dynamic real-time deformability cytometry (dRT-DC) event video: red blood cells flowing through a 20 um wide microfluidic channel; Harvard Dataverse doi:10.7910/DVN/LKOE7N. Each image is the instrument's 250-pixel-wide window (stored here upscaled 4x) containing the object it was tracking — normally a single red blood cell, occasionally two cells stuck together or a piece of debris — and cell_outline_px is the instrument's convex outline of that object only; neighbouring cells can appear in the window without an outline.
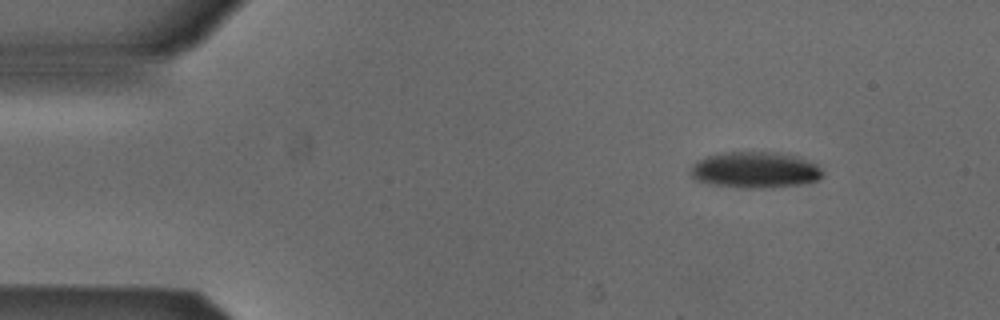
{"species": "Egyptian fruit bat (a non-hibernating species)", "species_latin": "Rousettus aegyptiacus", "temperature_condition": "cold", "stored_images_in_passage": 47, "camera_frame_rate_fps": 3000, "um_per_image_px": 0.085, "animal": {"sex": "male"}, "frame": {"image": 1, "passage_image": 1, "time_ms": 0.0, "image_size_px": [1000, 320], "cell_outline_px": [[824, 176], [820, 180], [800, 184], [772, 188], [740, 188], [708, 184], [696, 180], [692, 176], [692, 164], [696, 160], [708, 156], [724, 152], [780, 152], [800, 156], [816, 164], [824, 172]], "centroid_in_image_um": [64.22, 14.45], "position_along_channel_um": 20.8, "area_um2": 28.32}}
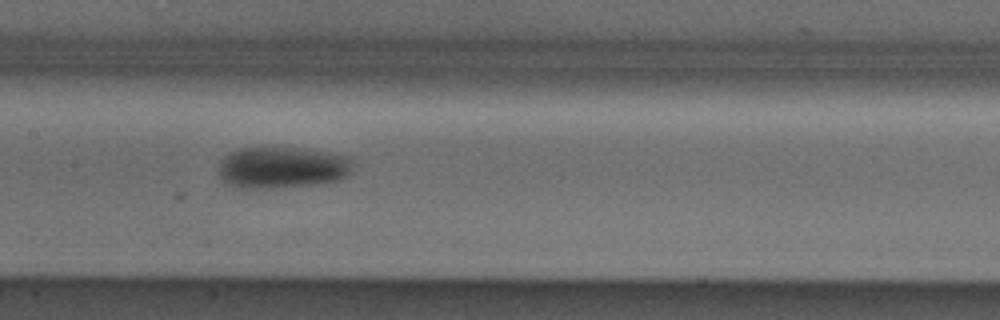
{"frame": {"image": 2, "passage_image": 20, "time_ms": 6.333, "image_size_px": [1000, 320], "cell_outline_px": [[352, 172], [348, 176], [340, 180], [316, 184], [264, 188], [240, 188], [228, 184], [220, 176], [220, 160], [224, 156], [240, 148], [296, 148], [348, 156], [352, 160]], "centroid_in_image_um": [24.0, 14.25], "position_along_channel_um": 183.4, "area_um2": 32.19}}
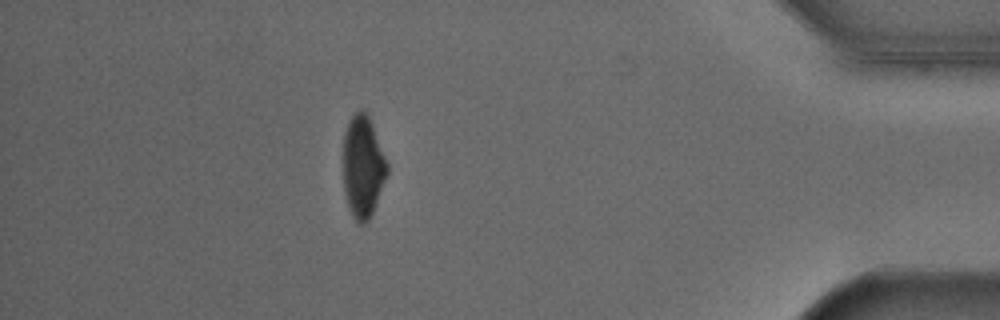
{"frame": {"image": 3, "passage_image": 41, "time_ms": 13.333, "image_size_px": [1000, 320], "cell_outline_px": [[388, 172], [372, 212], [368, 220], [364, 224], [356, 224], [352, 216], [344, 192], [344, 132], [352, 116], [360, 108], [364, 108], [372, 124], [388, 164]], "centroid_in_image_um": [30.84, 14.17], "position_along_channel_um": 404.4, "area_um2": 25.84}, "authors_computed_cell_mechanics": {"area_um2": 29.7092, "velocity_mm_per_s": 3.8762, "shape_relaxation_time_tau1_ms": 3.4672, "shape_relaxation_time_tau2_ms": null, "deformation_change_tau1": 0.1177, "deformation_change_tau2": null}}